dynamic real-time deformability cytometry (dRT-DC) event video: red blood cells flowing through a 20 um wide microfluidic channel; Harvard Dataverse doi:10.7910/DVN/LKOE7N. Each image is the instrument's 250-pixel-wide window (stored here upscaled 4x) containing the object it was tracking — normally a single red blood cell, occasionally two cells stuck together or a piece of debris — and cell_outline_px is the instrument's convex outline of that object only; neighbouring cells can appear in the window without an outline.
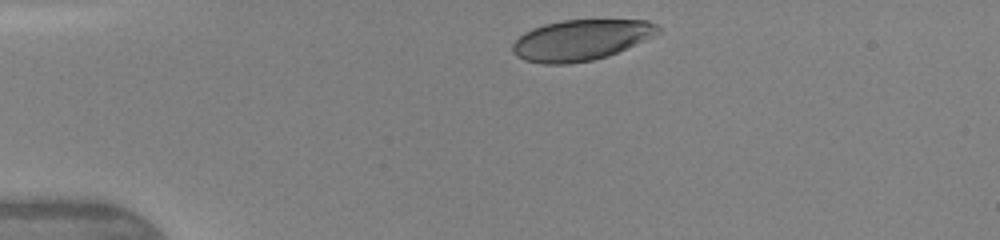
{"species": "human", "species_latin": "Homo sapiens", "temperature_condition": "warm", "stored_images_in_passage": 11, "camera_frame_rate_fps": 3000, "um_per_image_px": 0.085, "donor": {"sex": "female"}, "frame": {"image": 1, "passage_image": 1, "time_ms": 0.0, "image_size_px": [1000, 240], "cell_outline_px": [[660, 32], [608, 56], [592, 60], [568, 64], [544, 64], [524, 60], [516, 56], [512, 52], [512, 44], [524, 32], [532, 28], [544, 24], [564, 20], [648, 20], [656, 24], [660, 28]], "centroid_in_image_um": [49.33, 3.4], "position_along_channel_um": 35.7, "area_um2": 34.33}}
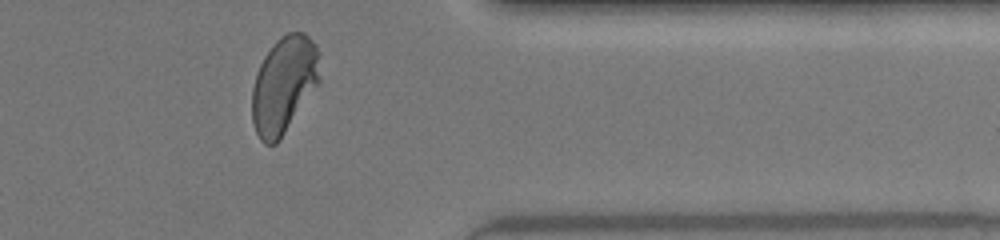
{"frame": {"image": 2, "passage_image": 11, "time_ms": 9.667, "image_size_px": [1000, 240], "cell_outline_px": [[320, 84], [276, 144], [264, 144], [260, 140], [256, 132], [252, 120], [252, 88], [260, 64], [264, 56], [272, 44], [280, 36], [288, 32], [304, 32], [316, 44], [320, 52]], "centroid_in_image_um": [24.16, 7.18], "position_along_channel_um": 387.2, "area_um2": 38.73}, "authors_computed_cell_mechanics": {"area_um2": 38.3214, "velocity_mm_per_s": 4.2614, "shape_relaxation_time_tau1_ms": 2.7427, "shape_relaxation_time_tau2_ms": null, "deformation_change_tau1": 0.1383, "deformation_change_tau2": null}}